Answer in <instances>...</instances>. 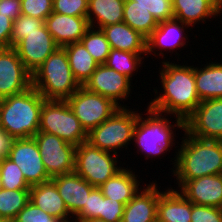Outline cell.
<instances>
[{
    "label": "cell",
    "mask_w": 222,
    "mask_h": 222,
    "mask_svg": "<svg viewBox=\"0 0 222 222\" xmlns=\"http://www.w3.org/2000/svg\"><path fill=\"white\" fill-rule=\"evenodd\" d=\"M161 63L163 69L159 70V78L163 92H159L148 107L186 120L201 102L196 90L194 67L169 61Z\"/></svg>",
    "instance_id": "1"
},
{
    "label": "cell",
    "mask_w": 222,
    "mask_h": 222,
    "mask_svg": "<svg viewBox=\"0 0 222 222\" xmlns=\"http://www.w3.org/2000/svg\"><path fill=\"white\" fill-rule=\"evenodd\" d=\"M185 137V138H184ZM174 157L173 176L177 181L222 174V141L206 140L185 132Z\"/></svg>",
    "instance_id": "2"
},
{
    "label": "cell",
    "mask_w": 222,
    "mask_h": 222,
    "mask_svg": "<svg viewBox=\"0 0 222 222\" xmlns=\"http://www.w3.org/2000/svg\"><path fill=\"white\" fill-rule=\"evenodd\" d=\"M45 99L34 88L0 100V128L14 139L34 137L39 132Z\"/></svg>",
    "instance_id": "3"
},
{
    "label": "cell",
    "mask_w": 222,
    "mask_h": 222,
    "mask_svg": "<svg viewBox=\"0 0 222 222\" xmlns=\"http://www.w3.org/2000/svg\"><path fill=\"white\" fill-rule=\"evenodd\" d=\"M80 86L63 47H58L32 74V87L46 100H67Z\"/></svg>",
    "instance_id": "4"
},
{
    "label": "cell",
    "mask_w": 222,
    "mask_h": 222,
    "mask_svg": "<svg viewBox=\"0 0 222 222\" xmlns=\"http://www.w3.org/2000/svg\"><path fill=\"white\" fill-rule=\"evenodd\" d=\"M146 114L147 118H143L142 115L144 114L138 113L132 140L135 141V144L137 143L139 150L141 149L140 152L146 153L145 157L148 159L164 154L169 148H172L175 145L173 143L175 142V135L172 130L177 127L185 131V124L182 118L175 116L176 124L171 125L164 114L149 107H147Z\"/></svg>",
    "instance_id": "5"
},
{
    "label": "cell",
    "mask_w": 222,
    "mask_h": 222,
    "mask_svg": "<svg viewBox=\"0 0 222 222\" xmlns=\"http://www.w3.org/2000/svg\"><path fill=\"white\" fill-rule=\"evenodd\" d=\"M39 132L56 135L76 147L88 138V133L66 100L45 99L40 113Z\"/></svg>",
    "instance_id": "6"
},
{
    "label": "cell",
    "mask_w": 222,
    "mask_h": 222,
    "mask_svg": "<svg viewBox=\"0 0 222 222\" xmlns=\"http://www.w3.org/2000/svg\"><path fill=\"white\" fill-rule=\"evenodd\" d=\"M120 107L112 116L88 133L87 142L103 151L114 152L122 147L128 148L133 138V131L137 122V111Z\"/></svg>",
    "instance_id": "7"
},
{
    "label": "cell",
    "mask_w": 222,
    "mask_h": 222,
    "mask_svg": "<svg viewBox=\"0 0 222 222\" xmlns=\"http://www.w3.org/2000/svg\"><path fill=\"white\" fill-rule=\"evenodd\" d=\"M116 156L83 142L76 147L74 172L90 185L99 187L124 168L117 166Z\"/></svg>",
    "instance_id": "8"
},
{
    "label": "cell",
    "mask_w": 222,
    "mask_h": 222,
    "mask_svg": "<svg viewBox=\"0 0 222 222\" xmlns=\"http://www.w3.org/2000/svg\"><path fill=\"white\" fill-rule=\"evenodd\" d=\"M68 105L87 133L112 116L122 104L80 86L67 100Z\"/></svg>",
    "instance_id": "9"
},
{
    "label": "cell",
    "mask_w": 222,
    "mask_h": 222,
    "mask_svg": "<svg viewBox=\"0 0 222 222\" xmlns=\"http://www.w3.org/2000/svg\"><path fill=\"white\" fill-rule=\"evenodd\" d=\"M33 138L38 145L45 170L51 179L74 172L76 146L45 132H38Z\"/></svg>",
    "instance_id": "10"
},
{
    "label": "cell",
    "mask_w": 222,
    "mask_h": 222,
    "mask_svg": "<svg viewBox=\"0 0 222 222\" xmlns=\"http://www.w3.org/2000/svg\"><path fill=\"white\" fill-rule=\"evenodd\" d=\"M184 124V132L191 136L222 141V98L201 101Z\"/></svg>",
    "instance_id": "11"
},
{
    "label": "cell",
    "mask_w": 222,
    "mask_h": 222,
    "mask_svg": "<svg viewBox=\"0 0 222 222\" xmlns=\"http://www.w3.org/2000/svg\"><path fill=\"white\" fill-rule=\"evenodd\" d=\"M31 87L32 74L25 68L16 49H0V100Z\"/></svg>",
    "instance_id": "12"
},
{
    "label": "cell",
    "mask_w": 222,
    "mask_h": 222,
    "mask_svg": "<svg viewBox=\"0 0 222 222\" xmlns=\"http://www.w3.org/2000/svg\"><path fill=\"white\" fill-rule=\"evenodd\" d=\"M41 157L33 137L15 139L8 155V158L19 166L30 186L51 180Z\"/></svg>",
    "instance_id": "13"
},
{
    "label": "cell",
    "mask_w": 222,
    "mask_h": 222,
    "mask_svg": "<svg viewBox=\"0 0 222 222\" xmlns=\"http://www.w3.org/2000/svg\"><path fill=\"white\" fill-rule=\"evenodd\" d=\"M46 26L26 34L14 48L25 68L34 71L58 48Z\"/></svg>",
    "instance_id": "14"
},
{
    "label": "cell",
    "mask_w": 222,
    "mask_h": 222,
    "mask_svg": "<svg viewBox=\"0 0 222 222\" xmlns=\"http://www.w3.org/2000/svg\"><path fill=\"white\" fill-rule=\"evenodd\" d=\"M131 79L116 72L105 64H100L91 77L83 85L88 91L100 94L113 100L117 105L119 100H127L131 95Z\"/></svg>",
    "instance_id": "15"
},
{
    "label": "cell",
    "mask_w": 222,
    "mask_h": 222,
    "mask_svg": "<svg viewBox=\"0 0 222 222\" xmlns=\"http://www.w3.org/2000/svg\"><path fill=\"white\" fill-rule=\"evenodd\" d=\"M177 183L181 194L193 204L222 208V174Z\"/></svg>",
    "instance_id": "16"
},
{
    "label": "cell",
    "mask_w": 222,
    "mask_h": 222,
    "mask_svg": "<svg viewBox=\"0 0 222 222\" xmlns=\"http://www.w3.org/2000/svg\"><path fill=\"white\" fill-rule=\"evenodd\" d=\"M188 27L190 26L175 18L159 22L152 34L146 39V54L152 55L154 53L156 57L155 51H159L160 49L161 52L159 51L157 56L159 54L163 58L164 54L162 51L164 49H168L171 53V50L173 51L177 47L179 49L180 47L186 46V42L184 41L186 39L188 40V38L185 36L184 29ZM156 48L158 50H156Z\"/></svg>",
    "instance_id": "17"
},
{
    "label": "cell",
    "mask_w": 222,
    "mask_h": 222,
    "mask_svg": "<svg viewBox=\"0 0 222 222\" xmlns=\"http://www.w3.org/2000/svg\"><path fill=\"white\" fill-rule=\"evenodd\" d=\"M44 24L59 47L80 42L90 27L87 17L69 16L55 12L44 20Z\"/></svg>",
    "instance_id": "18"
},
{
    "label": "cell",
    "mask_w": 222,
    "mask_h": 222,
    "mask_svg": "<svg viewBox=\"0 0 222 222\" xmlns=\"http://www.w3.org/2000/svg\"><path fill=\"white\" fill-rule=\"evenodd\" d=\"M154 181L140 188L124 206L121 222H157V204L160 192ZM142 190V191H141Z\"/></svg>",
    "instance_id": "19"
},
{
    "label": "cell",
    "mask_w": 222,
    "mask_h": 222,
    "mask_svg": "<svg viewBox=\"0 0 222 222\" xmlns=\"http://www.w3.org/2000/svg\"><path fill=\"white\" fill-rule=\"evenodd\" d=\"M51 181L56 185L72 217L84 207L87 197L95 188L75 172L56 176Z\"/></svg>",
    "instance_id": "20"
},
{
    "label": "cell",
    "mask_w": 222,
    "mask_h": 222,
    "mask_svg": "<svg viewBox=\"0 0 222 222\" xmlns=\"http://www.w3.org/2000/svg\"><path fill=\"white\" fill-rule=\"evenodd\" d=\"M30 202L62 222H71L72 216L68 212L63 198L59 195L56 185L51 180L30 187Z\"/></svg>",
    "instance_id": "21"
},
{
    "label": "cell",
    "mask_w": 222,
    "mask_h": 222,
    "mask_svg": "<svg viewBox=\"0 0 222 222\" xmlns=\"http://www.w3.org/2000/svg\"><path fill=\"white\" fill-rule=\"evenodd\" d=\"M192 202L176 189L160 191L157 222H191Z\"/></svg>",
    "instance_id": "22"
},
{
    "label": "cell",
    "mask_w": 222,
    "mask_h": 222,
    "mask_svg": "<svg viewBox=\"0 0 222 222\" xmlns=\"http://www.w3.org/2000/svg\"><path fill=\"white\" fill-rule=\"evenodd\" d=\"M173 16L183 23L194 26L200 21L220 16L222 9L212 0H172ZM211 16V17H210Z\"/></svg>",
    "instance_id": "23"
},
{
    "label": "cell",
    "mask_w": 222,
    "mask_h": 222,
    "mask_svg": "<svg viewBox=\"0 0 222 222\" xmlns=\"http://www.w3.org/2000/svg\"><path fill=\"white\" fill-rule=\"evenodd\" d=\"M112 49L147 55L146 38L125 22L102 28Z\"/></svg>",
    "instance_id": "24"
},
{
    "label": "cell",
    "mask_w": 222,
    "mask_h": 222,
    "mask_svg": "<svg viewBox=\"0 0 222 222\" xmlns=\"http://www.w3.org/2000/svg\"><path fill=\"white\" fill-rule=\"evenodd\" d=\"M132 171L127 166V168H123L114 177L109 178L99 186L103 196L126 205L140 190L138 175H135V172Z\"/></svg>",
    "instance_id": "25"
},
{
    "label": "cell",
    "mask_w": 222,
    "mask_h": 222,
    "mask_svg": "<svg viewBox=\"0 0 222 222\" xmlns=\"http://www.w3.org/2000/svg\"><path fill=\"white\" fill-rule=\"evenodd\" d=\"M124 4L125 0H88L89 26L102 29L108 25L123 22Z\"/></svg>",
    "instance_id": "26"
},
{
    "label": "cell",
    "mask_w": 222,
    "mask_h": 222,
    "mask_svg": "<svg viewBox=\"0 0 222 222\" xmlns=\"http://www.w3.org/2000/svg\"><path fill=\"white\" fill-rule=\"evenodd\" d=\"M203 67H194L196 90L200 101L222 98V63L211 61Z\"/></svg>",
    "instance_id": "27"
},
{
    "label": "cell",
    "mask_w": 222,
    "mask_h": 222,
    "mask_svg": "<svg viewBox=\"0 0 222 222\" xmlns=\"http://www.w3.org/2000/svg\"><path fill=\"white\" fill-rule=\"evenodd\" d=\"M74 78L83 86L99 66L81 42L70 43L63 46Z\"/></svg>",
    "instance_id": "28"
},
{
    "label": "cell",
    "mask_w": 222,
    "mask_h": 222,
    "mask_svg": "<svg viewBox=\"0 0 222 222\" xmlns=\"http://www.w3.org/2000/svg\"><path fill=\"white\" fill-rule=\"evenodd\" d=\"M123 22L138 31L146 39L158 26V22L153 15L147 9L137 5L136 1L133 0H125Z\"/></svg>",
    "instance_id": "29"
},
{
    "label": "cell",
    "mask_w": 222,
    "mask_h": 222,
    "mask_svg": "<svg viewBox=\"0 0 222 222\" xmlns=\"http://www.w3.org/2000/svg\"><path fill=\"white\" fill-rule=\"evenodd\" d=\"M30 201V189L0 190V217L4 222H12Z\"/></svg>",
    "instance_id": "30"
},
{
    "label": "cell",
    "mask_w": 222,
    "mask_h": 222,
    "mask_svg": "<svg viewBox=\"0 0 222 222\" xmlns=\"http://www.w3.org/2000/svg\"><path fill=\"white\" fill-rule=\"evenodd\" d=\"M141 56L142 54L111 48L105 65H107L109 68L114 69L116 72L124 74L129 79H132L135 71H138L136 69H138L140 65H142V60L145 58Z\"/></svg>",
    "instance_id": "31"
},
{
    "label": "cell",
    "mask_w": 222,
    "mask_h": 222,
    "mask_svg": "<svg viewBox=\"0 0 222 222\" xmlns=\"http://www.w3.org/2000/svg\"><path fill=\"white\" fill-rule=\"evenodd\" d=\"M80 42L99 65L106 63L111 47L102 29L89 27Z\"/></svg>",
    "instance_id": "32"
},
{
    "label": "cell",
    "mask_w": 222,
    "mask_h": 222,
    "mask_svg": "<svg viewBox=\"0 0 222 222\" xmlns=\"http://www.w3.org/2000/svg\"><path fill=\"white\" fill-rule=\"evenodd\" d=\"M0 173L3 189L19 190L31 187L26 182L19 166L8 157L0 160Z\"/></svg>",
    "instance_id": "33"
},
{
    "label": "cell",
    "mask_w": 222,
    "mask_h": 222,
    "mask_svg": "<svg viewBox=\"0 0 222 222\" xmlns=\"http://www.w3.org/2000/svg\"><path fill=\"white\" fill-rule=\"evenodd\" d=\"M44 20L21 14L13 21L11 47H15L26 34L37 31V28L43 27Z\"/></svg>",
    "instance_id": "34"
},
{
    "label": "cell",
    "mask_w": 222,
    "mask_h": 222,
    "mask_svg": "<svg viewBox=\"0 0 222 222\" xmlns=\"http://www.w3.org/2000/svg\"><path fill=\"white\" fill-rule=\"evenodd\" d=\"M74 222H82L93 218L101 219V189L95 187L87 197L84 207L73 217Z\"/></svg>",
    "instance_id": "35"
},
{
    "label": "cell",
    "mask_w": 222,
    "mask_h": 222,
    "mask_svg": "<svg viewBox=\"0 0 222 222\" xmlns=\"http://www.w3.org/2000/svg\"><path fill=\"white\" fill-rule=\"evenodd\" d=\"M137 5L147 9L156 21L162 22L174 18L172 0H133Z\"/></svg>",
    "instance_id": "36"
},
{
    "label": "cell",
    "mask_w": 222,
    "mask_h": 222,
    "mask_svg": "<svg viewBox=\"0 0 222 222\" xmlns=\"http://www.w3.org/2000/svg\"><path fill=\"white\" fill-rule=\"evenodd\" d=\"M53 9V0H21V14L45 20Z\"/></svg>",
    "instance_id": "37"
},
{
    "label": "cell",
    "mask_w": 222,
    "mask_h": 222,
    "mask_svg": "<svg viewBox=\"0 0 222 222\" xmlns=\"http://www.w3.org/2000/svg\"><path fill=\"white\" fill-rule=\"evenodd\" d=\"M52 12L69 16L87 17L88 0H53Z\"/></svg>",
    "instance_id": "38"
},
{
    "label": "cell",
    "mask_w": 222,
    "mask_h": 222,
    "mask_svg": "<svg viewBox=\"0 0 222 222\" xmlns=\"http://www.w3.org/2000/svg\"><path fill=\"white\" fill-rule=\"evenodd\" d=\"M12 222H62L60 219L42 211L30 201L17 214Z\"/></svg>",
    "instance_id": "39"
},
{
    "label": "cell",
    "mask_w": 222,
    "mask_h": 222,
    "mask_svg": "<svg viewBox=\"0 0 222 222\" xmlns=\"http://www.w3.org/2000/svg\"><path fill=\"white\" fill-rule=\"evenodd\" d=\"M124 204L103 196L101 191V219L106 222H121Z\"/></svg>",
    "instance_id": "40"
},
{
    "label": "cell",
    "mask_w": 222,
    "mask_h": 222,
    "mask_svg": "<svg viewBox=\"0 0 222 222\" xmlns=\"http://www.w3.org/2000/svg\"><path fill=\"white\" fill-rule=\"evenodd\" d=\"M191 222H222V208L192 203Z\"/></svg>",
    "instance_id": "41"
},
{
    "label": "cell",
    "mask_w": 222,
    "mask_h": 222,
    "mask_svg": "<svg viewBox=\"0 0 222 222\" xmlns=\"http://www.w3.org/2000/svg\"><path fill=\"white\" fill-rule=\"evenodd\" d=\"M13 20L0 14V49L11 47Z\"/></svg>",
    "instance_id": "42"
},
{
    "label": "cell",
    "mask_w": 222,
    "mask_h": 222,
    "mask_svg": "<svg viewBox=\"0 0 222 222\" xmlns=\"http://www.w3.org/2000/svg\"><path fill=\"white\" fill-rule=\"evenodd\" d=\"M0 14L14 21L21 15V0H0Z\"/></svg>",
    "instance_id": "43"
},
{
    "label": "cell",
    "mask_w": 222,
    "mask_h": 222,
    "mask_svg": "<svg viewBox=\"0 0 222 222\" xmlns=\"http://www.w3.org/2000/svg\"><path fill=\"white\" fill-rule=\"evenodd\" d=\"M14 140L10 134L0 128V160L8 157Z\"/></svg>",
    "instance_id": "44"
},
{
    "label": "cell",
    "mask_w": 222,
    "mask_h": 222,
    "mask_svg": "<svg viewBox=\"0 0 222 222\" xmlns=\"http://www.w3.org/2000/svg\"><path fill=\"white\" fill-rule=\"evenodd\" d=\"M82 222H106V221L98 218H93Z\"/></svg>",
    "instance_id": "45"
},
{
    "label": "cell",
    "mask_w": 222,
    "mask_h": 222,
    "mask_svg": "<svg viewBox=\"0 0 222 222\" xmlns=\"http://www.w3.org/2000/svg\"><path fill=\"white\" fill-rule=\"evenodd\" d=\"M222 9V0H212Z\"/></svg>",
    "instance_id": "46"
},
{
    "label": "cell",
    "mask_w": 222,
    "mask_h": 222,
    "mask_svg": "<svg viewBox=\"0 0 222 222\" xmlns=\"http://www.w3.org/2000/svg\"><path fill=\"white\" fill-rule=\"evenodd\" d=\"M3 188L2 181H1V173H0V190Z\"/></svg>",
    "instance_id": "47"
}]
</instances>
